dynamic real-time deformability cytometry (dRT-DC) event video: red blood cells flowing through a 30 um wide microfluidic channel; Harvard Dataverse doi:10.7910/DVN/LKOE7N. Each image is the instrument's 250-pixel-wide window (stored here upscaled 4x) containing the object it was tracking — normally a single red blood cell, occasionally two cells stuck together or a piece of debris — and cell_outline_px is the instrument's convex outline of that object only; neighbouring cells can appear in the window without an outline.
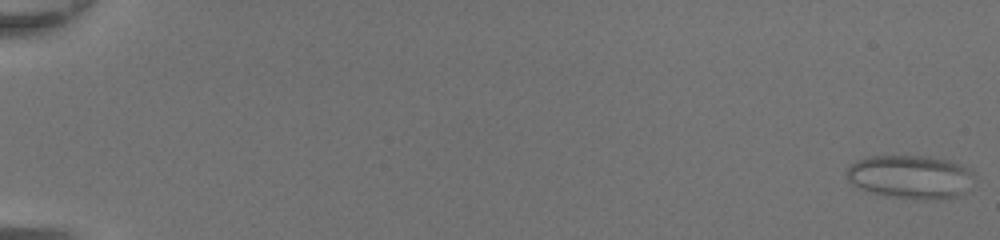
{"species": "common noctule bat (a hibernating species)", "species_latin": "Nyctalus noctula", "temperature_condition": "room temperature", "stored_images_in_passage": 49, "camera_frame_rate_fps": 3000, "um_per_image_px": 0.085, "animal": {"sex": "female", "body_mass_g": 20.0, "forearm_length_mm": 54.0}, "frame": {"image": 1, "passage_image": 1, "time_ms": 0.0, "image_size_px": [1000, 240], "cell_outline_px": [[972, 172], [964, 192], [956, 196], [940, 200], [924, 200], [880, 196], [860, 188], [852, 184], [848, 180], [844, 172], [848, 164], [856, 160], [872, 156], [928, 156], [948, 160], [960, 164]], "centroid_in_image_um": [77.27, 15.04], "position_along_channel_um": 7.7, "area_um2": 32.48}}
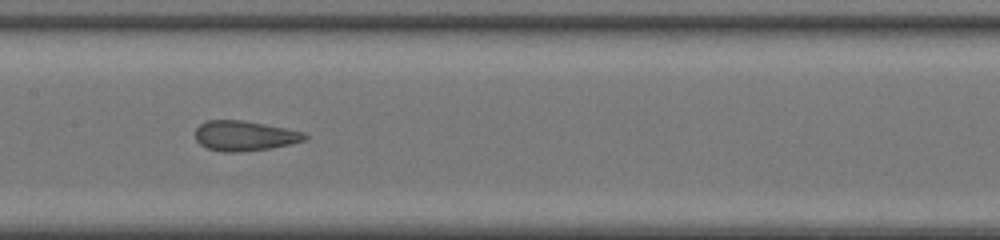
{"frame": {"image": 2, "passage_image": 27, "time_ms": 8.667, "image_size_px": [1000, 240], "cell_outline_px": [[308, 136], [304, 140], [272, 148], [240, 152], [224, 152], [208, 148], [200, 144], [196, 140], [196, 128], [200, 124], [208, 120], [240, 120], [264, 124], [304, 132]], "centroid_in_image_um": [20.76, 11.54], "position_along_channel_um": 186.6, "area_um2": 18.96}}
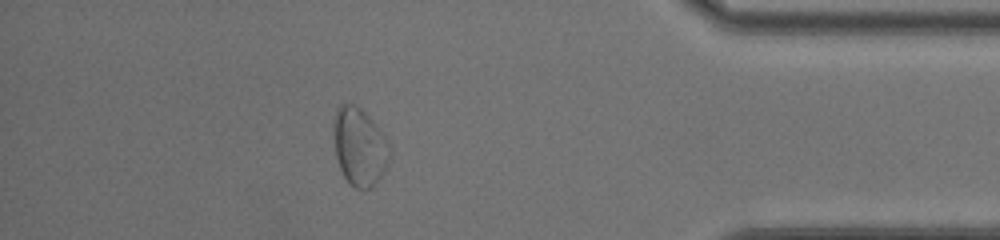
{"frame": {"image": 3, "passage_image": 44, "time_ms": 14.333, "image_size_px": [1000, 240], "cell_outline_px": [[388, 164], [372, 188], [356, 188], [348, 184], [340, 168], [336, 156], [332, 124], [332, 120], [336, 108], [340, 104], [356, 104], [372, 120], [384, 136], [388, 144]], "centroid_in_image_um": [30.5, 12.45], "position_along_channel_um": 404.7, "area_um2": 25.26}, "authors_computed_cell_mechanics": {"area_um2": 23.5246, "velocity_mm_per_s": 4.3949, "shape_relaxation_time_tau1_ms": null, "shape_relaxation_time_tau2_ms": 1.0476, "deformation_change_tau1": null, "deformation_change_tau2": 0.0847}}